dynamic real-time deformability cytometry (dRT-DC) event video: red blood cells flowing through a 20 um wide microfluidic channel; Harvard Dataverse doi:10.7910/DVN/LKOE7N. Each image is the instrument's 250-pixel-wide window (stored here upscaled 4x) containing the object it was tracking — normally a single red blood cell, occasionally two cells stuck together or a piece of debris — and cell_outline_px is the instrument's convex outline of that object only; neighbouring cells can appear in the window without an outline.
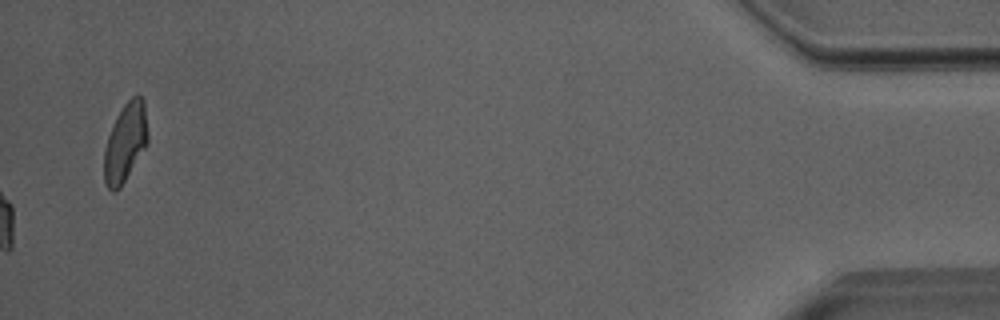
{"species": "Egyptian fruit bat (a non-hibernating species)", "species_latin": "Rousettus aegyptiacus", "temperature_condition": "room temperature", "stored_images_in_passage": 50, "camera_frame_rate_fps": 3000, "um_per_image_px": 0.085, "animal": {"sex": "male"}, "frame": {"image": 1, "passage_image": 50, "time_ms": 16.333, "image_size_px": [1000, 320], "cell_outline_px": [[148, 144], [120, 188], [112, 192], [108, 188], [104, 180], [104, 148], [108, 136], [124, 104], [132, 96], [140, 96], [144, 100], [148, 132]], "centroid_in_image_um": [10.67, 12.14], "position_along_channel_um": 424.5, "area_um2": 19.88}, "authors_computed_cell_mechanics": {"area_um2": 16.473, "velocity_mm_per_s": 3.9838, "shape_relaxation_time_tau1_ms": null, "shape_relaxation_time_tau2_ms": 1.2048, "deformation_change_tau1": null, "deformation_change_tau2": 0.0669}}